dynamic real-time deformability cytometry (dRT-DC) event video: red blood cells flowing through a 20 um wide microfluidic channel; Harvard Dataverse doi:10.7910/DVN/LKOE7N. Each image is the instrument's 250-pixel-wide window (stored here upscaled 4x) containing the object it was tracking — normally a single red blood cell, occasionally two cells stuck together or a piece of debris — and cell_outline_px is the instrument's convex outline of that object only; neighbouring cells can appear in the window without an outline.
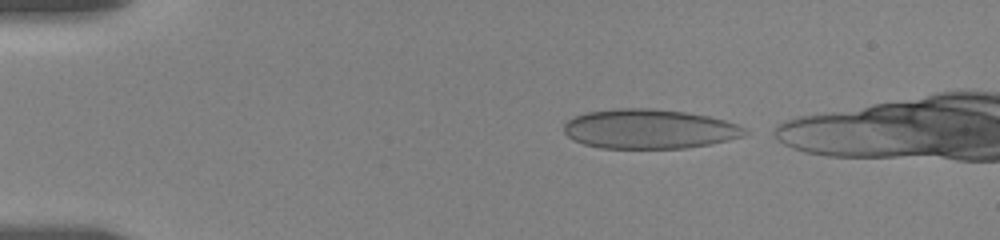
{"species": "human", "species_latin": "Homo sapiens", "temperature_condition": "room temperature", "stored_images_in_passage": 29, "camera_frame_rate_fps": 3000, "um_per_image_px": 0.085, "donor": {"sex": "female"}, "frame": {"image": 1, "passage_image": 1, "time_ms": 0.0, "image_size_px": [1000, 240], "cell_outline_px": [[748, 132], [744, 136], [712, 144], [688, 148], [600, 148], [584, 144], [572, 140], [564, 132], [564, 124], [572, 116], [588, 112], [616, 108], [652, 108], [688, 112], [708, 116], [740, 124], [748, 128]], "centroid_in_image_um": [55.22, 10.96], "position_along_channel_um": 29.8, "area_um2": 42.14}}
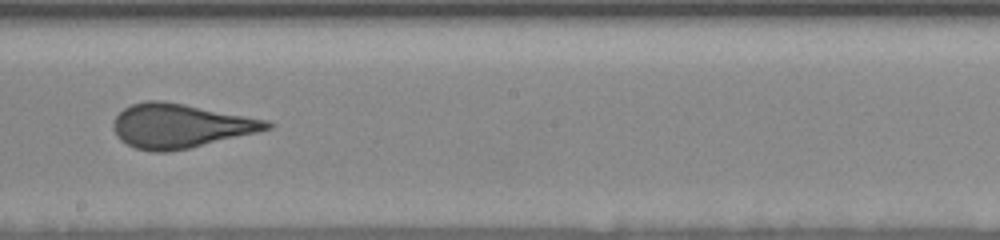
{"frame": {"image": 2, "passage_image": 18, "time_ms": 7.333, "image_size_px": [1000, 240], "cell_outline_px": [[276, 124], [272, 128], [256, 132], [188, 148], [168, 152], [152, 152], [136, 148], [120, 140], [116, 136], [112, 128], [112, 124], [116, 116], [124, 108], [132, 104], [144, 100], [160, 100], [184, 104], [268, 120]], "centroid_in_image_um": [15.29, 10.69], "position_along_channel_um": 232.9, "area_um2": 39.3}}
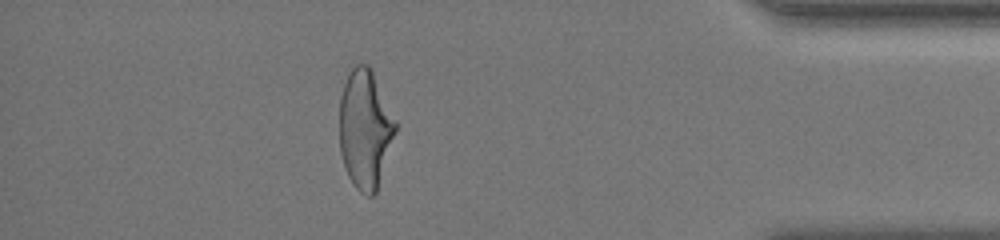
{"frame": {"image": 3, "passage_image": 28, "time_ms": 13.0, "image_size_px": [1000, 240], "cell_outline_px": [[396, 132], [376, 192], [372, 196], [368, 196], [360, 192], [352, 184], [348, 176], [340, 152], [340, 96], [348, 72], [356, 64], [368, 64], [396, 120]], "centroid_in_image_um": [31.02, 10.98], "position_along_channel_um": 404.2, "area_um2": 38.49}}